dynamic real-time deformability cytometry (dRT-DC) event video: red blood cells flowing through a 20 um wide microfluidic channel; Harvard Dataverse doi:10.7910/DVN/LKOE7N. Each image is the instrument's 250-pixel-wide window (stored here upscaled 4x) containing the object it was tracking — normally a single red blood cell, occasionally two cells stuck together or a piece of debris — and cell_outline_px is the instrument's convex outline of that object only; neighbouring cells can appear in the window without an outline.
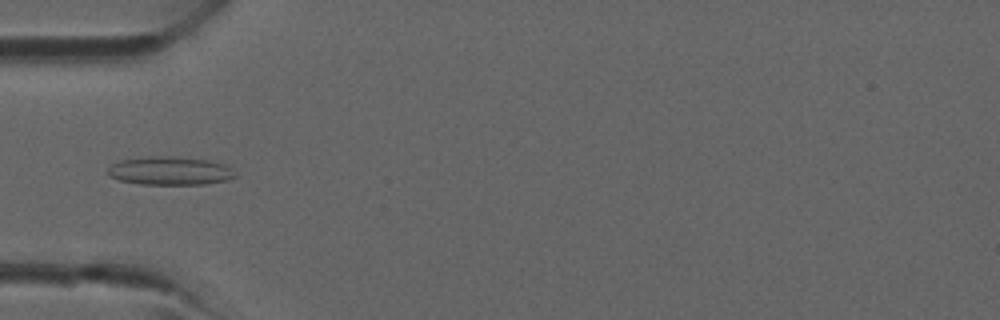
{"species": "common noctule bat (a hibernating species)", "species_latin": "Nyctalus noctula", "temperature_condition": "room temperature", "stored_images_in_passage": 4, "camera_frame_rate_fps": 3000, "um_per_image_px": 0.085, "animal": {"sex": "male", "forearm_length_mm": 52.5}, "frame": {"image": 1, "passage_image": 4, "time_ms": 4.333, "image_size_px": [1000, 320], "cell_outline_px": [[236, 176], [228, 180], [204, 184], [140, 184], [120, 180], [108, 176], [108, 168], [112, 164], [120, 160], [148, 156], [176, 156], [208, 160], [224, 164], [232, 168], [236, 172]], "centroid_in_image_um": [14.46, 14.51], "position_along_channel_um": 70.5, "area_um2": 21.21}}